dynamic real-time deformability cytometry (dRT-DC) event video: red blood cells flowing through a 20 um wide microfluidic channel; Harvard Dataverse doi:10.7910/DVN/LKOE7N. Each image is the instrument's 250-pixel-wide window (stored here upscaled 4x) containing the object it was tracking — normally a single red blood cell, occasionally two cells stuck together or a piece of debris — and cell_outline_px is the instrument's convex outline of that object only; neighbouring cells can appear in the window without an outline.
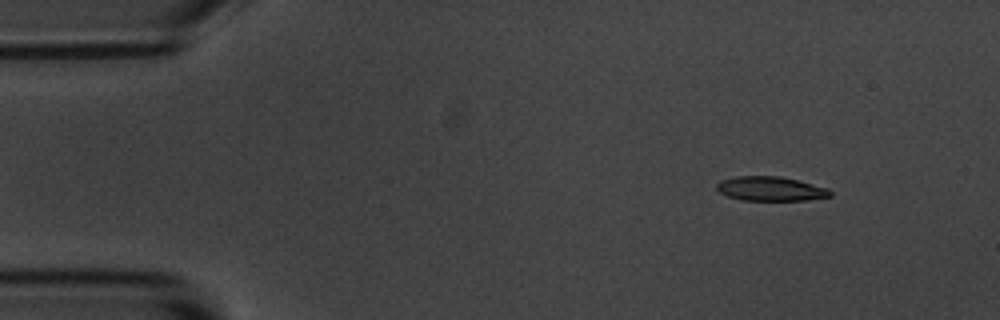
{"species": "common noctule bat (a hibernating species)", "species_latin": "Nyctalus noctula", "temperature_condition": "room temperature", "stored_images_in_passage": 4, "camera_frame_rate_fps": 3000, "um_per_image_px": 0.085, "animal": {"sex": "male", "body_mass_g": 20.1, "forearm_length_mm": 53.5}, "frame": {"image": 1, "passage_image": 1, "time_ms": 0.0, "image_size_px": [1000, 320], "cell_outline_px": [[832, 196], [808, 200], [740, 200], [728, 196], [720, 192], [716, 188], [716, 184], [720, 180], [736, 176], [780, 176], [828, 188], [832, 192]], "centroid_in_image_um": [65.49, 16.04], "position_along_channel_um": 19.5, "area_um2": 16.07}}
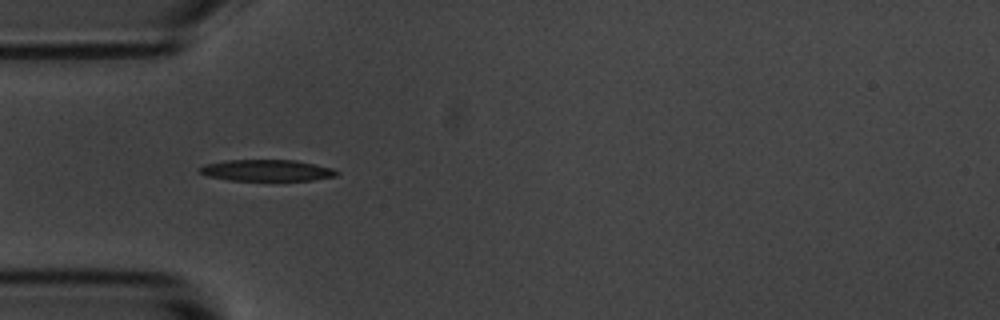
{"frame": {"image": 2, "passage_image": 4, "time_ms": 3.333, "image_size_px": [1000, 320], "cell_outline_px": [[340, 172], [336, 176], [312, 180], [228, 180], [208, 176], [200, 172], [200, 168], [204, 164], [224, 160], [292, 160], [332, 168]], "centroid_in_image_um": [22.66, 14.48], "position_along_channel_um": 62.3, "area_um2": 16.88}}